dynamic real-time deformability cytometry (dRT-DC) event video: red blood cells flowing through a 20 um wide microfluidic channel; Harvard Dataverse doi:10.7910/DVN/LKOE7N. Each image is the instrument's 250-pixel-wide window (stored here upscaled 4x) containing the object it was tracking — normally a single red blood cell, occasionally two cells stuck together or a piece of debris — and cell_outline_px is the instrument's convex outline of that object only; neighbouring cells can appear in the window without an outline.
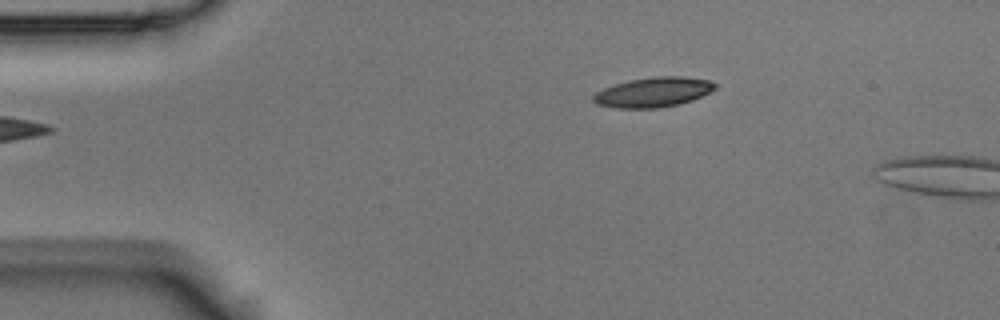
{"species": "Egyptian fruit bat (a non-hibernating species)", "species_latin": "Rousettus aegyptiacus", "temperature_condition": "room temperature", "stored_images_in_passage": 5, "camera_frame_rate_fps": 3000, "um_per_image_px": 0.085, "animal": {"sex": "male"}, "frame": {"image": 1, "passage_image": 5, "time_ms": 1.333, "image_size_px": [1000, 320], "cell_outline_px": [[716, 88], [692, 100], [680, 104], [656, 108], [616, 108], [596, 104], [592, 100], [592, 96], [596, 92], [604, 88], [628, 80], [652, 76], [684, 76], [708, 80], [716, 84]], "centroid_in_image_um": [55.5, 7.83], "position_along_channel_um": 29.5, "area_um2": 21.15}}